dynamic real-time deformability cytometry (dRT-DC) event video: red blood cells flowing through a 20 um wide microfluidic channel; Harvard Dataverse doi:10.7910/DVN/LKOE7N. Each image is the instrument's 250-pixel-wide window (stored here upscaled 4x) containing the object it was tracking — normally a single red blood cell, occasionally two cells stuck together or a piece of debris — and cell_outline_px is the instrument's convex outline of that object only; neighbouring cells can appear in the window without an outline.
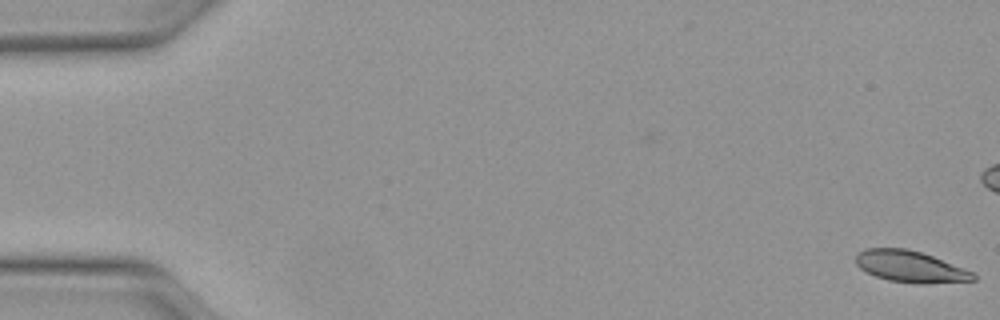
{"species": "Egyptian fruit bat (a non-hibernating species)", "species_latin": "Rousettus aegyptiacus", "temperature_condition": "warm", "stored_images_in_passage": 51, "camera_frame_rate_fps": 3000, "um_per_image_px": 0.085, "animal": {"sex": "female"}, "frame": {"image": 1, "passage_image": 1, "time_ms": 0.0, "image_size_px": [1000, 320], "cell_outline_px": [[976, 280], [928, 284], [920, 284], [888, 280], [876, 276], [860, 268], [856, 264], [856, 256], [864, 248], [904, 248], [920, 252], [932, 256], [972, 272], [976, 276]], "centroid_in_image_um": [77.36, 22.67], "position_along_channel_um": 7.6, "area_um2": 21.27}}
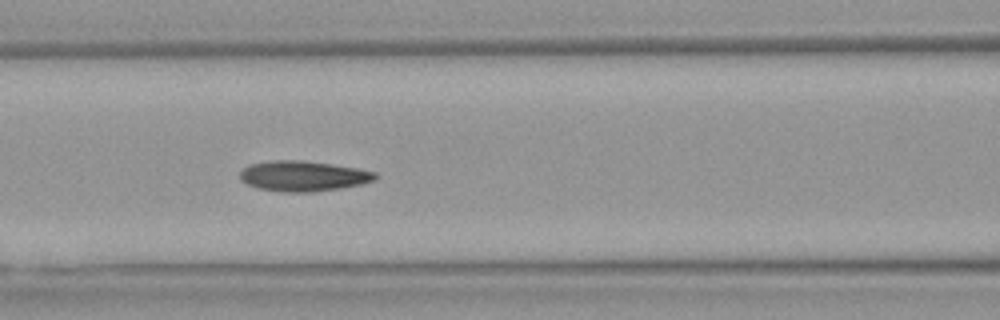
{"frame": {"image": 2, "passage_image": 22, "time_ms": 7.0, "image_size_px": [1000, 320], "cell_outline_px": [[380, 176], [376, 180], [360, 184], [340, 188], [312, 192], [284, 192], [256, 188], [240, 180], [240, 172], [248, 164], [272, 160], [300, 160], [332, 164], [356, 168], [376, 172]], "centroid_in_image_um": [25.77, 14.96], "position_along_channel_um": 140.8, "area_um2": 24.04}}
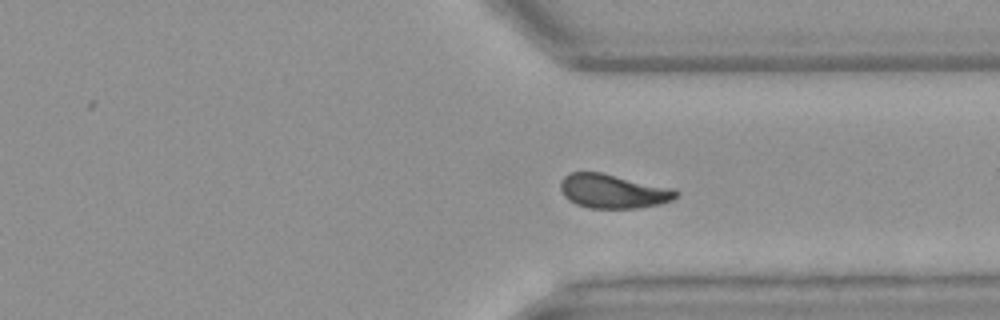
{"frame": {"image": 3, "passage_image": 38, "time_ms": 12.333, "image_size_px": [1000, 320], "cell_outline_px": [[680, 196], [672, 200], [660, 204], [636, 208], [588, 208], [576, 204], [568, 200], [564, 196], [560, 188], [560, 180], [568, 172], [600, 172], [676, 188], [680, 192]], "centroid_in_image_um": [52.14, 16.25], "position_along_channel_um": 359.3, "area_um2": 23.35}, "authors_computed_cell_mechanics": {"area_um2": 22.9466, "velocity_mm_per_s": 4.1037, "shape_relaxation_time_tau1_ms": 5.379, "shape_relaxation_time_tau2_ms": 2.6035, "deformation_change_tau1": 0.1619, "deformation_change_tau2": 0.0658}}